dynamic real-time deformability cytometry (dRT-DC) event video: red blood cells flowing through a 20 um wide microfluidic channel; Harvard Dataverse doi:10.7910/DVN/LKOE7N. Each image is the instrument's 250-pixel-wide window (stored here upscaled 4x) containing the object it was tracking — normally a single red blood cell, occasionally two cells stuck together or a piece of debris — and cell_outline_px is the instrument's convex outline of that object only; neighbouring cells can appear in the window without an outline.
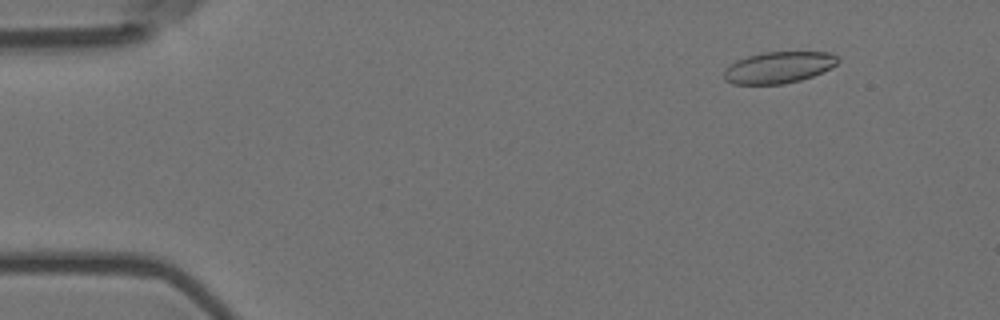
{"species": "Egyptian fruit bat (a non-hibernating species)", "species_latin": "Rousettus aegyptiacus", "temperature_condition": "room temperature", "stored_images_in_passage": 57, "camera_frame_rate_fps": 3000, "um_per_image_px": 0.085, "animal": {"sex": "female"}, "frame": {"image": 1, "passage_image": 7, "time_ms": 2.0, "image_size_px": [1000, 320], "cell_outline_px": [[840, 60], [836, 64], [812, 76], [800, 80], [780, 84], [732, 84], [724, 80], [724, 72], [736, 60], [748, 56], [764, 52], [832, 52]], "centroid_in_image_um": [66.17, 5.73], "position_along_channel_um": 18.8, "area_um2": 20.63}}
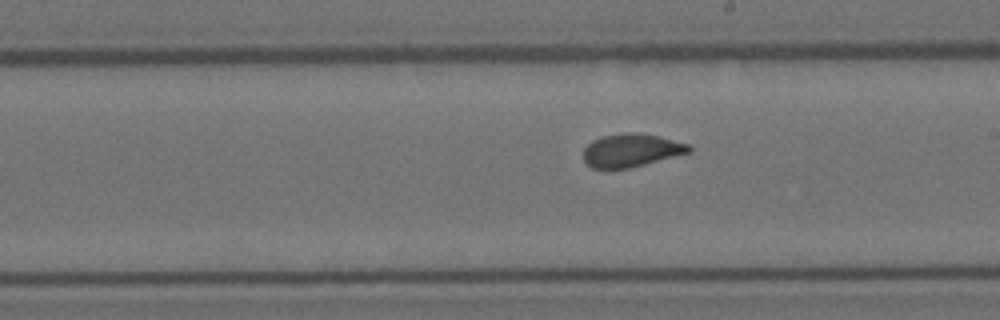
{"frame": {"image": 2, "passage_image": 33, "time_ms": 10.667, "image_size_px": [1000, 320], "cell_outline_px": [[692, 152], [628, 168], [592, 168], [584, 160], [584, 148], [592, 140], [604, 136], [624, 132], [636, 132], [656, 136], [688, 144], [692, 148]], "centroid_in_image_um": [53.65, 12.77], "position_along_channel_um": 235.3, "area_um2": 20.11}}
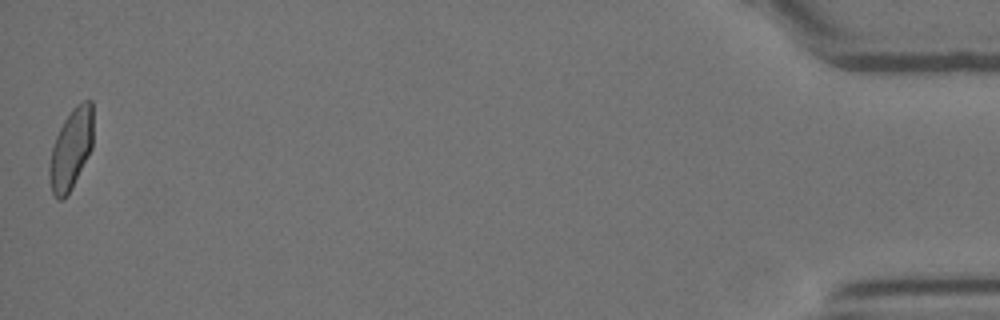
{"frame": {"image": 3, "passage_image": 57, "time_ms": 18.667, "image_size_px": [1000, 320], "cell_outline_px": [[92, 148], [68, 196], [60, 200], [56, 200], [52, 192], [48, 172], [48, 168], [52, 148], [56, 136], [64, 120], [72, 108], [76, 104], [84, 100], [92, 100]], "centroid_in_image_um": [6.03, 12.69], "position_along_channel_um": 429.2, "area_um2": 20.58}, "authors_computed_cell_mechanics": {"area_um2": 20.9814, "velocity_mm_per_s": 3.5937, "shape_relaxation_time_tau1_ms": 7.5156, "shape_relaxation_time_tau2_ms": 0.632, "deformation_change_tau1": 0.167, "deformation_change_tau2": 0.0438}}